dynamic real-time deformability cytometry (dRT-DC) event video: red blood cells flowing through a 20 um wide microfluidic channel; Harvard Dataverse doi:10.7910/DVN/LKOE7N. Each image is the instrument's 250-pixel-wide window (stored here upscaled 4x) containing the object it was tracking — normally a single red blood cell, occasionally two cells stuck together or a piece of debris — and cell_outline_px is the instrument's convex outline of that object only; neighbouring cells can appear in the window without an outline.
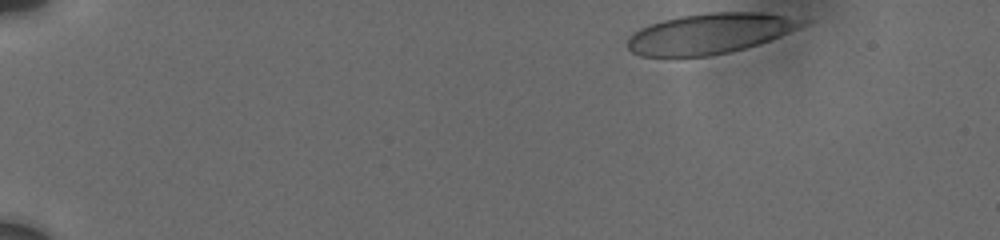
{"species": "human", "species_latin": "Homo sapiens", "temperature_condition": "cold", "stored_images_in_passage": 34, "camera_frame_rate_fps": 3000, "um_per_image_px": 0.085, "donor": {"sex": "male"}, "frame": {"image": 1, "passage_image": 1, "time_ms": 0.0, "image_size_px": [1000, 240], "cell_outline_px": [[812, 20], [780, 36], [744, 48], [728, 52], [708, 56], [640, 56], [632, 52], [628, 48], [628, 36], [640, 28], [664, 20], [680, 16], [708, 12], [760, 12]], "centroid_in_image_um": [60.32, 2.84], "position_along_channel_um": 24.7, "area_um2": 40.69}}
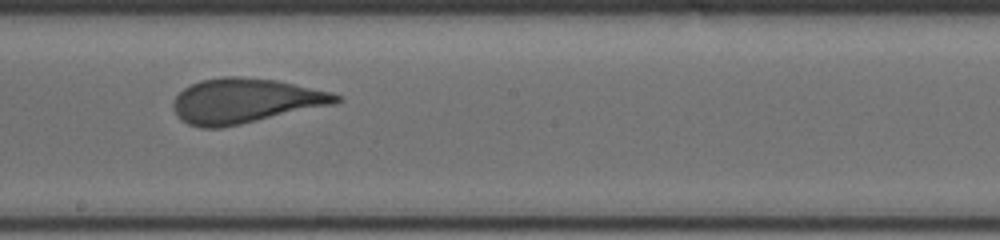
{"frame": {"image": 2, "passage_image": 18, "time_ms": 8.667, "image_size_px": [1000, 240], "cell_outline_px": [[344, 100], [332, 104], [220, 128], [200, 128], [188, 124], [180, 120], [172, 104], [176, 96], [184, 88], [200, 80], [220, 76], [240, 76], [276, 80], [332, 92], [344, 96]], "centroid_in_image_um": [20.82, 8.56], "position_along_channel_um": 227.4, "area_um2": 42.25}}
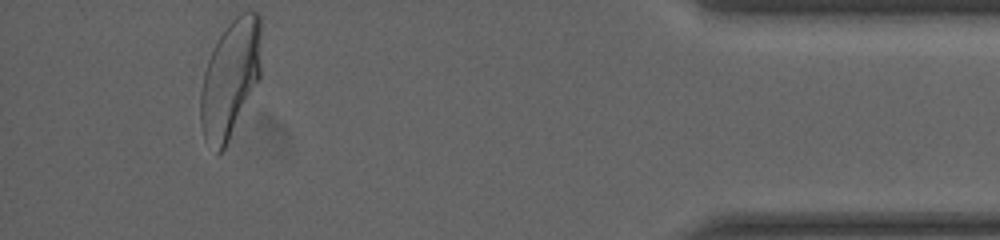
{"frame": {"image": 3, "passage_image": 34, "time_ms": 15.0, "image_size_px": [1000, 240], "cell_outline_px": [[260, 76], [224, 148], [216, 156], [204, 140], [200, 124], [200, 92], [204, 72], [208, 60], [220, 36], [228, 24], [240, 12], [256, 12], [260, 16]], "centroid_in_image_um": [19.54, 6.72], "position_along_channel_um": 415.7, "area_um2": 41.04}, "authors_computed_cell_mechanics": {"area_um2": 42.2229, "velocity_mm_per_s": 3.7326, "shape_relaxation_time_tau1_ms": 6.646, "shape_relaxation_time_tau2_ms": null, "deformation_change_tau1": 0.1873, "deformation_change_tau2": null}}